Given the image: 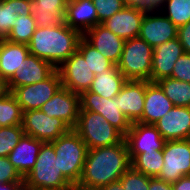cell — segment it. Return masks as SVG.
<instances>
[{
    "label": "cell",
    "instance_id": "6da1fadb",
    "mask_svg": "<svg viewBox=\"0 0 190 190\" xmlns=\"http://www.w3.org/2000/svg\"><path fill=\"white\" fill-rule=\"evenodd\" d=\"M131 166L125 139L111 146L89 149L75 190H98L119 181Z\"/></svg>",
    "mask_w": 190,
    "mask_h": 190
},
{
    "label": "cell",
    "instance_id": "7a4b0ae2",
    "mask_svg": "<svg viewBox=\"0 0 190 190\" xmlns=\"http://www.w3.org/2000/svg\"><path fill=\"white\" fill-rule=\"evenodd\" d=\"M83 35L63 22L55 27H36L28 44L29 53L49 62L55 69L78 48Z\"/></svg>",
    "mask_w": 190,
    "mask_h": 190
},
{
    "label": "cell",
    "instance_id": "3957f363",
    "mask_svg": "<svg viewBox=\"0 0 190 190\" xmlns=\"http://www.w3.org/2000/svg\"><path fill=\"white\" fill-rule=\"evenodd\" d=\"M24 190H75L59 169L51 142L42 144L33 169L24 178Z\"/></svg>",
    "mask_w": 190,
    "mask_h": 190
},
{
    "label": "cell",
    "instance_id": "277c9868",
    "mask_svg": "<svg viewBox=\"0 0 190 190\" xmlns=\"http://www.w3.org/2000/svg\"><path fill=\"white\" fill-rule=\"evenodd\" d=\"M51 143L58 156L59 169L76 186L81 178L88 151L85 142L71 129Z\"/></svg>",
    "mask_w": 190,
    "mask_h": 190
},
{
    "label": "cell",
    "instance_id": "5b68a950",
    "mask_svg": "<svg viewBox=\"0 0 190 190\" xmlns=\"http://www.w3.org/2000/svg\"><path fill=\"white\" fill-rule=\"evenodd\" d=\"M73 130L85 142L88 150L118 144L125 138L101 114L88 110H80Z\"/></svg>",
    "mask_w": 190,
    "mask_h": 190
},
{
    "label": "cell",
    "instance_id": "8992f818",
    "mask_svg": "<svg viewBox=\"0 0 190 190\" xmlns=\"http://www.w3.org/2000/svg\"><path fill=\"white\" fill-rule=\"evenodd\" d=\"M153 48L140 37L125 40L118 69L127 80L150 81Z\"/></svg>",
    "mask_w": 190,
    "mask_h": 190
},
{
    "label": "cell",
    "instance_id": "52a82bcc",
    "mask_svg": "<svg viewBox=\"0 0 190 190\" xmlns=\"http://www.w3.org/2000/svg\"><path fill=\"white\" fill-rule=\"evenodd\" d=\"M164 164L157 177L167 183H175L190 175V139L166 141L163 149Z\"/></svg>",
    "mask_w": 190,
    "mask_h": 190
},
{
    "label": "cell",
    "instance_id": "ba28073f",
    "mask_svg": "<svg viewBox=\"0 0 190 190\" xmlns=\"http://www.w3.org/2000/svg\"><path fill=\"white\" fill-rule=\"evenodd\" d=\"M22 128L25 135L32 136L44 143L55 141L71 128L61 119L49 117L40 109L23 112Z\"/></svg>",
    "mask_w": 190,
    "mask_h": 190
},
{
    "label": "cell",
    "instance_id": "9c48e42d",
    "mask_svg": "<svg viewBox=\"0 0 190 190\" xmlns=\"http://www.w3.org/2000/svg\"><path fill=\"white\" fill-rule=\"evenodd\" d=\"M61 86L59 73L55 70L44 81L17 87L11 93L21 106L22 111L26 112L40 109L43 104L53 97Z\"/></svg>",
    "mask_w": 190,
    "mask_h": 190
},
{
    "label": "cell",
    "instance_id": "30bf717a",
    "mask_svg": "<svg viewBox=\"0 0 190 190\" xmlns=\"http://www.w3.org/2000/svg\"><path fill=\"white\" fill-rule=\"evenodd\" d=\"M56 70L59 73L62 86L79 95L90 89L95 77L87 61L78 50L56 68Z\"/></svg>",
    "mask_w": 190,
    "mask_h": 190
},
{
    "label": "cell",
    "instance_id": "8fae6325",
    "mask_svg": "<svg viewBox=\"0 0 190 190\" xmlns=\"http://www.w3.org/2000/svg\"><path fill=\"white\" fill-rule=\"evenodd\" d=\"M80 105V110H88L101 114L124 136L131 128L132 123L119 109L116 97L107 99L88 90L80 95Z\"/></svg>",
    "mask_w": 190,
    "mask_h": 190
},
{
    "label": "cell",
    "instance_id": "7c38bea8",
    "mask_svg": "<svg viewBox=\"0 0 190 190\" xmlns=\"http://www.w3.org/2000/svg\"><path fill=\"white\" fill-rule=\"evenodd\" d=\"M131 162L141 153L163 150L166 140L153 124L134 122L125 135Z\"/></svg>",
    "mask_w": 190,
    "mask_h": 190
},
{
    "label": "cell",
    "instance_id": "4fadbf2b",
    "mask_svg": "<svg viewBox=\"0 0 190 190\" xmlns=\"http://www.w3.org/2000/svg\"><path fill=\"white\" fill-rule=\"evenodd\" d=\"M80 108V95L61 86L53 97L41 106L40 110L51 118L63 120L71 129H74Z\"/></svg>",
    "mask_w": 190,
    "mask_h": 190
},
{
    "label": "cell",
    "instance_id": "5bb4252c",
    "mask_svg": "<svg viewBox=\"0 0 190 190\" xmlns=\"http://www.w3.org/2000/svg\"><path fill=\"white\" fill-rule=\"evenodd\" d=\"M157 12V13H156ZM160 10H147L138 37L152 48L177 37L178 28Z\"/></svg>",
    "mask_w": 190,
    "mask_h": 190
},
{
    "label": "cell",
    "instance_id": "9a60e30c",
    "mask_svg": "<svg viewBox=\"0 0 190 190\" xmlns=\"http://www.w3.org/2000/svg\"><path fill=\"white\" fill-rule=\"evenodd\" d=\"M146 9L125 6L101 24L118 37L129 40L138 37Z\"/></svg>",
    "mask_w": 190,
    "mask_h": 190
},
{
    "label": "cell",
    "instance_id": "2e32d148",
    "mask_svg": "<svg viewBox=\"0 0 190 190\" xmlns=\"http://www.w3.org/2000/svg\"><path fill=\"white\" fill-rule=\"evenodd\" d=\"M153 125L166 141L190 139V107L174 106Z\"/></svg>",
    "mask_w": 190,
    "mask_h": 190
},
{
    "label": "cell",
    "instance_id": "e0dca14e",
    "mask_svg": "<svg viewBox=\"0 0 190 190\" xmlns=\"http://www.w3.org/2000/svg\"><path fill=\"white\" fill-rule=\"evenodd\" d=\"M56 69L47 61L33 54L23 60V64L15 71V74L7 81L9 92L15 88L44 81Z\"/></svg>",
    "mask_w": 190,
    "mask_h": 190
},
{
    "label": "cell",
    "instance_id": "ac0fdd59",
    "mask_svg": "<svg viewBox=\"0 0 190 190\" xmlns=\"http://www.w3.org/2000/svg\"><path fill=\"white\" fill-rule=\"evenodd\" d=\"M183 53L185 52L178 37L153 48L150 82L170 77L175 62Z\"/></svg>",
    "mask_w": 190,
    "mask_h": 190
},
{
    "label": "cell",
    "instance_id": "d6986e66",
    "mask_svg": "<svg viewBox=\"0 0 190 190\" xmlns=\"http://www.w3.org/2000/svg\"><path fill=\"white\" fill-rule=\"evenodd\" d=\"M83 38L111 62L119 63L125 40L115 35L104 25L97 24L86 31Z\"/></svg>",
    "mask_w": 190,
    "mask_h": 190
},
{
    "label": "cell",
    "instance_id": "ffe728a7",
    "mask_svg": "<svg viewBox=\"0 0 190 190\" xmlns=\"http://www.w3.org/2000/svg\"><path fill=\"white\" fill-rule=\"evenodd\" d=\"M145 94L146 81L127 80L115 96L119 109L131 123L137 122L143 115Z\"/></svg>",
    "mask_w": 190,
    "mask_h": 190
},
{
    "label": "cell",
    "instance_id": "44dd1931",
    "mask_svg": "<svg viewBox=\"0 0 190 190\" xmlns=\"http://www.w3.org/2000/svg\"><path fill=\"white\" fill-rule=\"evenodd\" d=\"M82 35L98 24L97 10L92 0H68L65 21Z\"/></svg>",
    "mask_w": 190,
    "mask_h": 190
},
{
    "label": "cell",
    "instance_id": "7402d4cb",
    "mask_svg": "<svg viewBox=\"0 0 190 190\" xmlns=\"http://www.w3.org/2000/svg\"><path fill=\"white\" fill-rule=\"evenodd\" d=\"M173 107L174 104L166 97L156 82L146 81L143 115L137 122L154 124Z\"/></svg>",
    "mask_w": 190,
    "mask_h": 190
},
{
    "label": "cell",
    "instance_id": "603a6c76",
    "mask_svg": "<svg viewBox=\"0 0 190 190\" xmlns=\"http://www.w3.org/2000/svg\"><path fill=\"white\" fill-rule=\"evenodd\" d=\"M43 143L32 136L24 134L8 155L9 161L23 178L33 169Z\"/></svg>",
    "mask_w": 190,
    "mask_h": 190
},
{
    "label": "cell",
    "instance_id": "cb8c5ba5",
    "mask_svg": "<svg viewBox=\"0 0 190 190\" xmlns=\"http://www.w3.org/2000/svg\"><path fill=\"white\" fill-rule=\"evenodd\" d=\"M68 0H32V16L38 27H55L65 21Z\"/></svg>",
    "mask_w": 190,
    "mask_h": 190
},
{
    "label": "cell",
    "instance_id": "d4e9b609",
    "mask_svg": "<svg viewBox=\"0 0 190 190\" xmlns=\"http://www.w3.org/2000/svg\"><path fill=\"white\" fill-rule=\"evenodd\" d=\"M28 54V45L0 40V77L8 81Z\"/></svg>",
    "mask_w": 190,
    "mask_h": 190
},
{
    "label": "cell",
    "instance_id": "484cf974",
    "mask_svg": "<svg viewBox=\"0 0 190 190\" xmlns=\"http://www.w3.org/2000/svg\"><path fill=\"white\" fill-rule=\"evenodd\" d=\"M126 82L127 79L119 71L118 65L114 64L103 73L95 74L89 91L110 99L118 95Z\"/></svg>",
    "mask_w": 190,
    "mask_h": 190
},
{
    "label": "cell",
    "instance_id": "4316f807",
    "mask_svg": "<svg viewBox=\"0 0 190 190\" xmlns=\"http://www.w3.org/2000/svg\"><path fill=\"white\" fill-rule=\"evenodd\" d=\"M32 0H0V40L6 39L18 15H31Z\"/></svg>",
    "mask_w": 190,
    "mask_h": 190
},
{
    "label": "cell",
    "instance_id": "83f0119b",
    "mask_svg": "<svg viewBox=\"0 0 190 190\" xmlns=\"http://www.w3.org/2000/svg\"><path fill=\"white\" fill-rule=\"evenodd\" d=\"M163 90L166 97L174 106L190 107V83L173 79L162 78L156 82Z\"/></svg>",
    "mask_w": 190,
    "mask_h": 190
},
{
    "label": "cell",
    "instance_id": "f1b7e54d",
    "mask_svg": "<svg viewBox=\"0 0 190 190\" xmlns=\"http://www.w3.org/2000/svg\"><path fill=\"white\" fill-rule=\"evenodd\" d=\"M132 167L151 178L158 177L163 164V150H153L139 154L132 162Z\"/></svg>",
    "mask_w": 190,
    "mask_h": 190
},
{
    "label": "cell",
    "instance_id": "f546056e",
    "mask_svg": "<svg viewBox=\"0 0 190 190\" xmlns=\"http://www.w3.org/2000/svg\"><path fill=\"white\" fill-rule=\"evenodd\" d=\"M23 111L11 92L0 98V127L22 124Z\"/></svg>",
    "mask_w": 190,
    "mask_h": 190
},
{
    "label": "cell",
    "instance_id": "4dcf8cb0",
    "mask_svg": "<svg viewBox=\"0 0 190 190\" xmlns=\"http://www.w3.org/2000/svg\"><path fill=\"white\" fill-rule=\"evenodd\" d=\"M77 50L83 55L84 59L94 74L103 73L111 68L114 63L104 57L101 52L89 44L83 37L79 40Z\"/></svg>",
    "mask_w": 190,
    "mask_h": 190
},
{
    "label": "cell",
    "instance_id": "1f68e13d",
    "mask_svg": "<svg viewBox=\"0 0 190 190\" xmlns=\"http://www.w3.org/2000/svg\"><path fill=\"white\" fill-rule=\"evenodd\" d=\"M36 27L32 14L28 16L18 15L14 22V27L9 32L6 40L13 43L28 45Z\"/></svg>",
    "mask_w": 190,
    "mask_h": 190
},
{
    "label": "cell",
    "instance_id": "d6a6232c",
    "mask_svg": "<svg viewBox=\"0 0 190 190\" xmlns=\"http://www.w3.org/2000/svg\"><path fill=\"white\" fill-rule=\"evenodd\" d=\"M160 10L177 28L190 21V0H164Z\"/></svg>",
    "mask_w": 190,
    "mask_h": 190
},
{
    "label": "cell",
    "instance_id": "836d02e7",
    "mask_svg": "<svg viewBox=\"0 0 190 190\" xmlns=\"http://www.w3.org/2000/svg\"><path fill=\"white\" fill-rule=\"evenodd\" d=\"M24 134L22 125L0 127V157H8Z\"/></svg>",
    "mask_w": 190,
    "mask_h": 190
},
{
    "label": "cell",
    "instance_id": "e575fe53",
    "mask_svg": "<svg viewBox=\"0 0 190 190\" xmlns=\"http://www.w3.org/2000/svg\"><path fill=\"white\" fill-rule=\"evenodd\" d=\"M151 177L136 171L132 166L119 179L124 190H148Z\"/></svg>",
    "mask_w": 190,
    "mask_h": 190
},
{
    "label": "cell",
    "instance_id": "d590c367",
    "mask_svg": "<svg viewBox=\"0 0 190 190\" xmlns=\"http://www.w3.org/2000/svg\"><path fill=\"white\" fill-rule=\"evenodd\" d=\"M97 10L98 24L125 7L124 0H92Z\"/></svg>",
    "mask_w": 190,
    "mask_h": 190
},
{
    "label": "cell",
    "instance_id": "8d00e7d4",
    "mask_svg": "<svg viewBox=\"0 0 190 190\" xmlns=\"http://www.w3.org/2000/svg\"><path fill=\"white\" fill-rule=\"evenodd\" d=\"M9 182H24V178L9 161L8 157H0V183Z\"/></svg>",
    "mask_w": 190,
    "mask_h": 190
},
{
    "label": "cell",
    "instance_id": "74e56055",
    "mask_svg": "<svg viewBox=\"0 0 190 190\" xmlns=\"http://www.w3.org/2000/svg\"><path fill=\"white\" fill-rule=\"evenodd\" d=\"M173 79L190 83V54L183 53L175 62L172 74Z\"/></svg>",
    "mask_w": 190,
    "mask_h": 190
},
{
    "label": "cell",
    "instance_id": "f35d334b",
    "mask_svg": "<svg viewBox=\"0 0 190 190\" xmlns=\"http://www.w3.org/2000/svg\"><path fill=\"white\" fill-rule=\"evenodd\" d=\"M177 37L183 46L184 52L190 54V21L178 27Z\"/></svg>",
    "mask_w": 190,
    "mask_h": 190
},
{
    "label": "cell",
    "instance_id": "ab89813d",
    "mask_svg": "<svg viewBox=\"0 0 190 190\" xmlns=\"http://www.w3.org/2000/svg\"><path fill=\"white\" fill-rule=\"evenodd\" d=\"M148 190H173V187L171 183H167L157 177H153L149 179Z\"/></svg>",
    "mask_w": 190,
    "mask_h": 190
},
{
    "label": "cell",
    "instance_id": "60d3db41",
    "mask_svg": "<svg viewBox=\"0 0 190 190\" xmlns=\"http://www.w3.org/2000/svg\"><path fill=\"white\" fill-rule=\"evenodd\" d=\"M173 190H190V175L181 177L172 184Z\"/></svg>",
    "mask_w": 190,
    "mask_h": 190
},
{
    "label": "cell",
    "instance_id": "b9f144b4",
    "mask_svg": "<svg viewBox=\"0 0 190 190\" xmlns=\"http://www.w3.org/2000/svg\"><path fill=\"white\" fill-rule=\"evenodd\" d=\"M0 190H24V182L0 183Z\"/></svg>",
    "mask_w": 190,
    "mask_h": 190
},
{
    "label": "cell",
    "instance_id": "7bdbcfd3",
    "mask_svg": "<svg viewBox=\"0 0 190 190\" xmlns=\"http://www.w3.org/2000/svg\"><path fill=\"white\" fill-rule=\"evenodd\" d=\"M164 0H146V10H160Z\"/></svg>",
    "mask_w": 190,
    "mask_h": 190
},
{
    "label": "cell",
    "instance_id": "ee69618b",
    "mask_svg": "<svg viewBox=\"0 0 190 190\" xmlns=\"http://www.w3.org/2000/svg\"><path fill=\"white\" fill-rule=\"evenodd\" d=\"M98 190H124V188L120 181H116V182H111V183L99 188Z\"/></svg>",
    "mask_w": 190,
    "mask_h": 190
},
{
    "label": "cell",
    "instance_id": "f6af8a7d",
    "mask_svg": "<svg viewBox=\"0 0 190 190\" xmlns=\"http://www.w3.org/2000/svg\"><path fill=\"white\" fill-rule=\"evenodd\" d=\"M125 6L139 7L145 9L146 0H125Z\"/></svg>",
    "mask_w": 190,
    "mask_h": 190
},
{
    "label": "cell",
    "instance_id": "bcb514c9",
    "mask_svg": "<svg viewBox=\"0 0 190 190\" xmlns=\"http://www.w3.org/2000/svg\"><path fill=\"white\" fill-rule=\"evenodd\" d=\"M8 92V82L0 77V98L5 96Z\"/></svg>",
    "mask_w": 190,
    "mask_h": 190
}]
</instances>
